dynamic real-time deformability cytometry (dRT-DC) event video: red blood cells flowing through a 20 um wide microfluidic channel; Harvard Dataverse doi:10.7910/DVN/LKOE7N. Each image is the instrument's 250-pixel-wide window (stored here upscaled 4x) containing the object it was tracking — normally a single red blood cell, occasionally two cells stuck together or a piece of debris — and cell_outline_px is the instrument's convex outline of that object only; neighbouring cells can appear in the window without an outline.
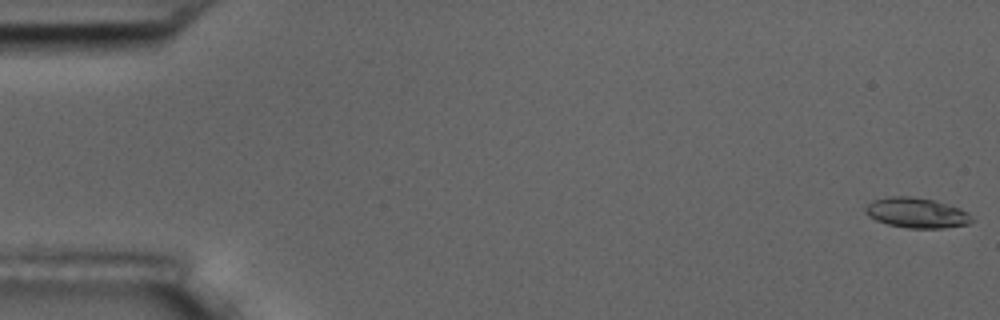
{"species": "common noctule bat (a hibernating species)", "species_latin": "Nyctalus noctula", "temperature_condition": "room temperature", "stored_images_in_passage": 56, "camera_frame_rate_fps": 3000, "um_per_image_px": 0.085, "animal": {"sex": "male", "body_mass_g": 17.5, "forearm_length_mm": 52.3}, "frame": {"image": 1, "passage_image": 1, "time_ms": 0.0, "image_size_px": [1000, 320], "cell_outline_px": [[972, 220], [968, 224], [944, 228], [908, 228], [888, 224], [876, 220], [868, 216], [864, 212], [864, 208], [872, 200], [888, 196], [912, 196], [932, 200], [960, 208], [968, 212]], "centroid_in_image_um": [77.87, 18.09], "position_along_channel_um": 7.1, "area_um2": 18.67}}
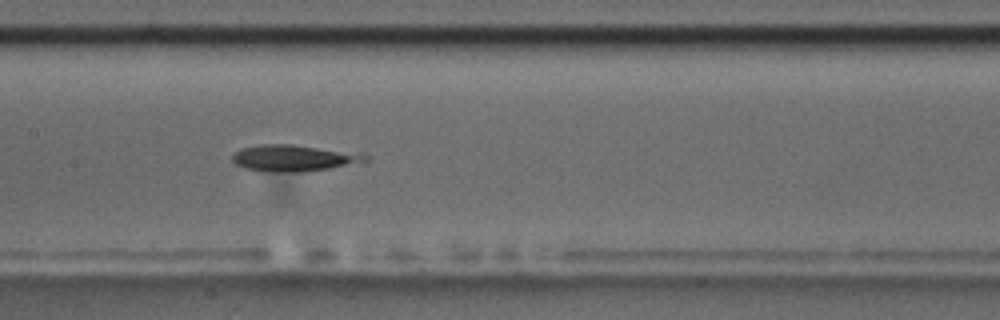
{"frame": {"image": 2, "passage_image": 28, "time_ms": 9.0, "image_size_px": [1000, 320], "cell_outline_px": [[368, 160], [364, 164], [300, 172], [272, 172], [248, 168], [236, 164], [232, 160], [232, 156], [240, 148], [260, 144], [292, 144], [364, 152], [368, 156]], "centroid_in_image_um": [25.14, 13.42], "position_along_channel_um": 182.3, "area_um2": 21.1}}
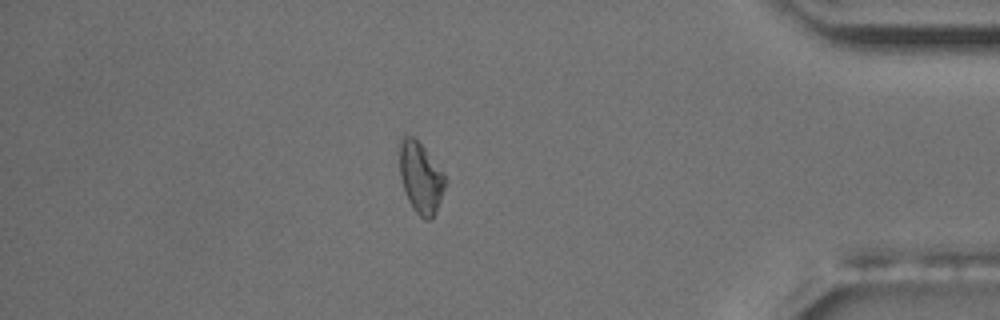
{"frame": {"image": 3, "passage_image": 49, "time_ms": 16.0, "image_size_px": [1000, 320], "cell_outline_px": [[444, 188], [436, 212], [432, 220], [424, 220], [412, 208], [408, 200], [400, 176], [400, 136], [404, 132], [412, 136], [424, 148], [444, 176]], "centroid_in_image_um": [35.71, 15.1], "position_along_channel_um": 399.5, "area_um2": 18.5}}